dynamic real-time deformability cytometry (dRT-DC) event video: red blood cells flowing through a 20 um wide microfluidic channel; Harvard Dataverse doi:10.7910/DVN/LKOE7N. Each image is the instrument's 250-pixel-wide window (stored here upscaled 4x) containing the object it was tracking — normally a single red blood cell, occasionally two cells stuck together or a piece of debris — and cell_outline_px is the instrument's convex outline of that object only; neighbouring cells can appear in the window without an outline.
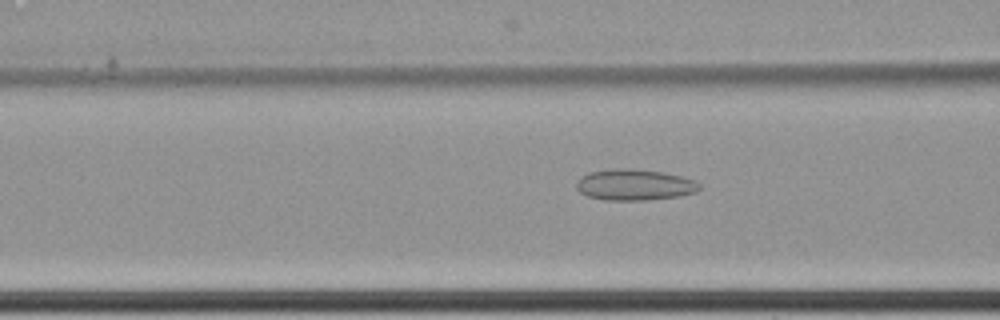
{"species": "common noctule bat (a hibernating species)", "species_latin": "Nyctalus noctula", "temperature_condition": "cold", "stored_images_in_passage": 61, "camera_frame_rate_fps": 3000, "um_per_image_px": 0.085, "animal": {"sex": "female", "body_mass_g": 22.7, "forearm_length_mm": 54.2}, "frame": {"image": 1, "passage_image": 26, "time_ms": 8.333, "image_size_px": [1000, 320], "cell_outline_px": [[700, 188], [696, 192], [680, 196], [644, 200], [604, 200], [588, 196], [580, 192], [576, 188], [576, 180], [580, 176], [588, 172], [612, 168], [628, 168], [664, 172], [696, 180], [700, 184]], "centroid_in_image_um": [53.91, 15.7], "position_along_channel_um": 112.7, "area_um2": 22.54}}
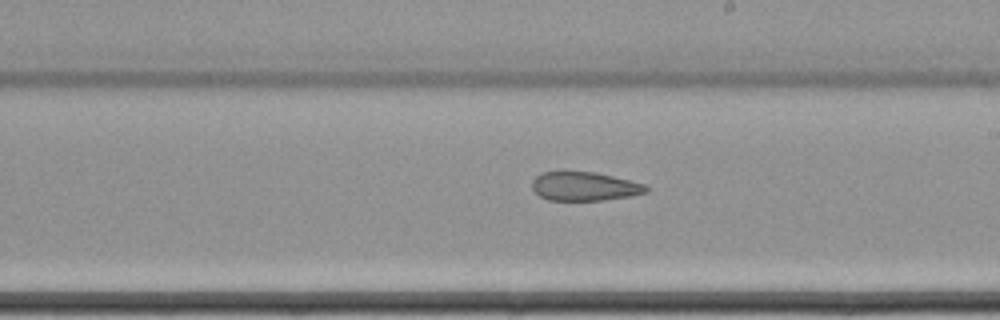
{"frame": {"image": 2, "passage_image": 37, "time_ms": 12.0, "image_size_px": [1000, 320], "cell_outline_px": [[648, 192], [632, 196], [600, 200], [548, 200], [540, 196], [532, 188], [532, 180], [540, 172], [596, 172], [644, 184], [648, 188]], "centroid_in_image_um": [49.67, 15.84], "position_along_channel_um": 239.3, "area_um2": 19.02}}
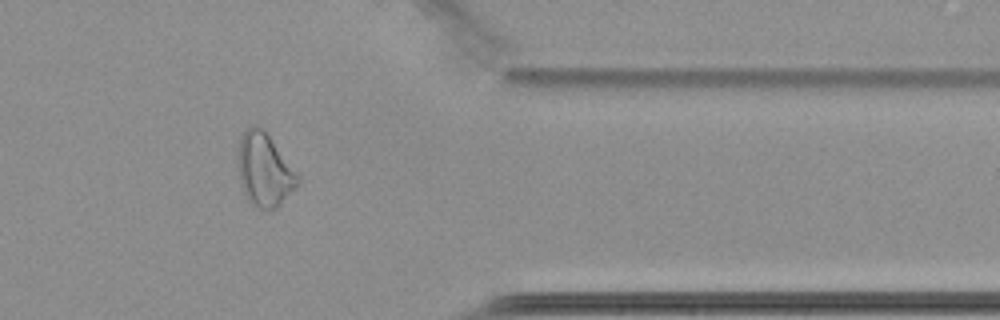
{"frame": {"image": 3, "passage_image": 51, "time_ms": 16.667, "image_size_px": [1000, 320], "cell_outline_px": [[300, 184], [276, 208], [260, 208], [252, 204], [248, 200], [244, 192], [240, 180], [236, 160], [236, 152], [240, 140], [244, 132], [252, 124], [256, 124], [264, 128], [300, 176]], "centroid_in_image_um": [22.47, 14.39], "position_along_channel_um": 388.9, "area_um2": 25.78}, "authors_computed_cell_mechanics": {"area_um2": 25.6054, "velocity_mm_per_s": 3.4619, "shape_relaxation_time_tau1_ms": null, "shape_relaxation_time_tau2_ms": 7.0743, "deformation_change_tau1": null, "deformation_change_tau2": 0.1646}}